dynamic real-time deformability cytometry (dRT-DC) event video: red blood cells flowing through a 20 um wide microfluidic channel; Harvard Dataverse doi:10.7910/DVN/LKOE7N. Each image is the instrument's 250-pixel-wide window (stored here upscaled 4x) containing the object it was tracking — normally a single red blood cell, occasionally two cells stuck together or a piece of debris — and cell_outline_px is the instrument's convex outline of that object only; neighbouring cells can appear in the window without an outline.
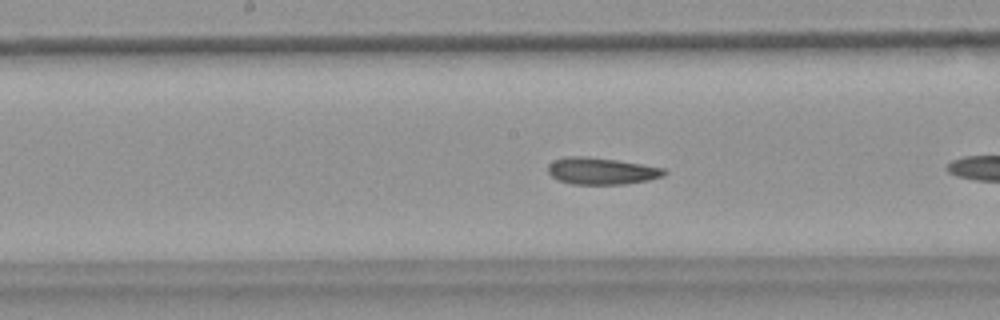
{"species": "common noctule bat (a hibernating species)", "species_latin": "Nyctalus noctula", "temperature_condition": "warm", "stored_images_in_passage": 16, "camera_frame_rate_fps": 3000, "um_per_image_px": 0.085, "animal": {"sex": "female", "body_mass_g": 18.4}, "frame": {"image": 1, "passage_image": 12, "time_ms": 3.667, "image_size_px": [1000, 320], "cell_outline_px": [[668, 172], [664, 176], [648, 180], [624, 184], [572, 184], [556, 180], [548, 172], [548, 164], [552, 160], [564, 156], [588, 156], [616, 160], [664, 168]], "centroid_in_image_um": [51.08, 14.53], "position_along_channel_um": 197.1, "area_um2": 18.32}}